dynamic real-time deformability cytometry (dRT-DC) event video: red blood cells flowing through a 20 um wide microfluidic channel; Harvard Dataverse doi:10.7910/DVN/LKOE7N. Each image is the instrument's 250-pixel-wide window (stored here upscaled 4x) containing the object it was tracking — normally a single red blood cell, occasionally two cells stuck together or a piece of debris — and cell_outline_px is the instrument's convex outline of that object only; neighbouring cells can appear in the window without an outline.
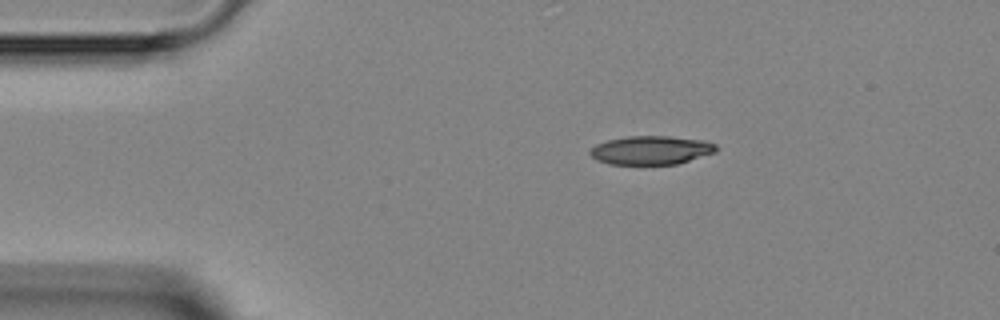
{"species": "Egyptian fruit bat (a non-hibernating species)", "species_latin": "Rousettus aegyptiacus", "temperature_condition": "room temperature", "stored_images_in_passage": 2, "camera_frame_rate_fps": 3000, "um_per_image_px": 0.085, "animal": {"sex": "female"}, "frame": {"image": 1, "passage_image": 1, "time_ms": 0.0, "image_size_px": [1000, 320], "cell_outline_px": [[716, 152], [676, 164], [608, 164], [596, 160], [588, 152], [596, 144], [608, 140], [628, 136], [668, 136], [704, 140], [716, 144]], "centroid_in_image_um": [55.33, 12.76], "position_along_channel_um": 29.7, "area_um2": 20.98}}